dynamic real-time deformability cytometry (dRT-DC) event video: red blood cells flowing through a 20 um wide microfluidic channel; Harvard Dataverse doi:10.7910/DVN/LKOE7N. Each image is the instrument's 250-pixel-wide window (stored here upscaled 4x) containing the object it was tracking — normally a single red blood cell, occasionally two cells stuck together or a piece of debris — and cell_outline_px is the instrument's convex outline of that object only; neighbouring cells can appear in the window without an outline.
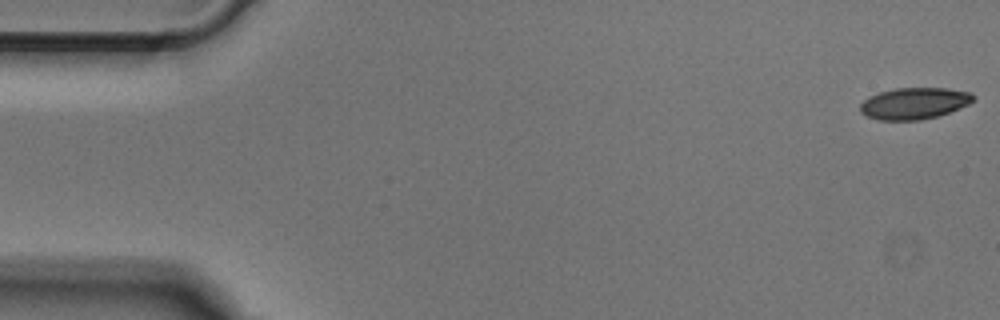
{"species": "Egyptian fruit bat (a non-hibernating species)", "species_latin": "Rousettus aegyptiacus", "temperature_condition": "cold", "stored_images_in_passage": 50, "camera_frame_rate_fps": 3000, "um_per_image_px": 0.085, "animal": {"sex": "male"}, "frame": {"image": 1, "passage_image": 1, "time_ms": 0.0, "image_size_px": [1000, 320], "cell_outline_px": [[976, 100], [960, 108], [936, 116], [920, 120], [880, 120], [868, 116], [860, 112], [860, 104], [868, 96], [880, 92], [896, 88], [948, 88], [972, 92], [976, 96]], "centroid_in_image_um": [77.74, 8.77], "position_along_channel_um": 7.3, "area_um2": 20.87}}
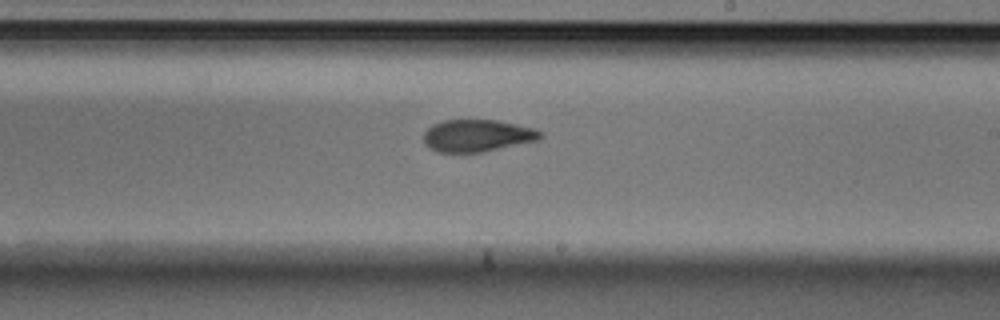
{"frame": {"image": 2, "passage_image": 29, "time_ms": 9.333, "image_size_px": [1000, 320], "cell_outline_px": [[544, 136], [540, 140], [484, 152], [436, 152], [428, 148], [424, 144], [424, 132], [432, 124], [444, 120], [496, 120], [516, 124], [532, 128], [544, 132]], "centroid_in_image_um": [40.58, 11.54], "position_along_channel_um": 248.4, "area_um2": 22.14}}
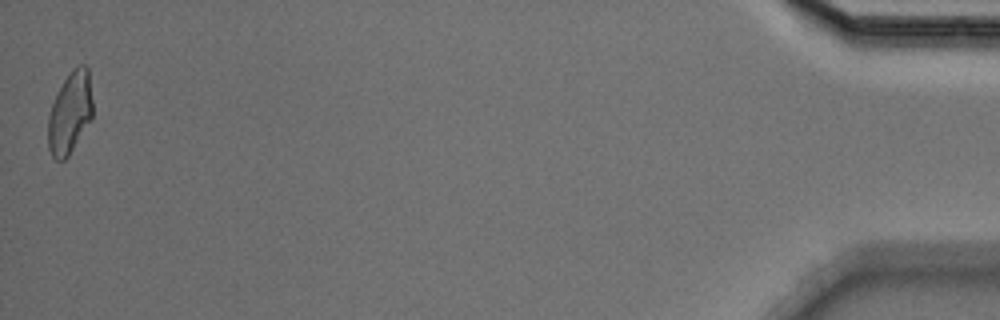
{"frame": {"image": 3, "passage_image": 50, "time_ms": 16.333, "image_size_px": [1000, 320], "cell_outline_px": [[92, 120], [68, 156], [64, 160], [56, 160], [52, 156], [48, 148], [48, 116], [52, 104], [64, 80], [72, 68], [80, 64], [84, 64], [88, 68], [92, 100]], "centroid_in_image_um": [5.96, 9.6], "position_along_channel_um": 429.2, "area_um2": 21.27}}